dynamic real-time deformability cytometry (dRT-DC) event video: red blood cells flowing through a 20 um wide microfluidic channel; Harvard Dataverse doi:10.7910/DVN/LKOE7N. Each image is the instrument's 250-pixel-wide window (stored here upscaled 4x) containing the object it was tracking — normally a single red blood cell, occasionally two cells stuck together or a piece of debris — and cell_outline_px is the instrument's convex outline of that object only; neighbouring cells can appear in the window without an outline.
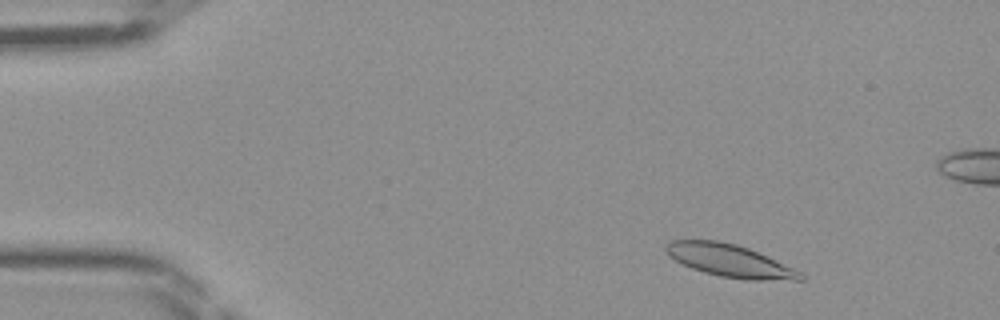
{"species": "Egyptian fruit bat (a non-hibernating species)", "species_latin": "Rousettus aegyptiacus", "temperature_condition": "room temperature", "stored_images_in_passage": 46, "camera_frame_rate_fps": 3000, "um_per_image_px": 0.085, "frame": {"image": 1, "passage_image": 5, "time_ms": 1.333, "image_size_px": [1000, 320], "cell_outline_px": [[808, 276], [804, 280], [748, 280], [720, 276], [704, 272], [692, 268], [676, 260], [664, 248], [664, 244], [668, 240], [720, 240], [736, 244], [748, 248], [804, 272]], "centroid_in_image_um": [62.1, 22.16], "position_along_channel_um": 22.9, "area_um2": 25.61}}
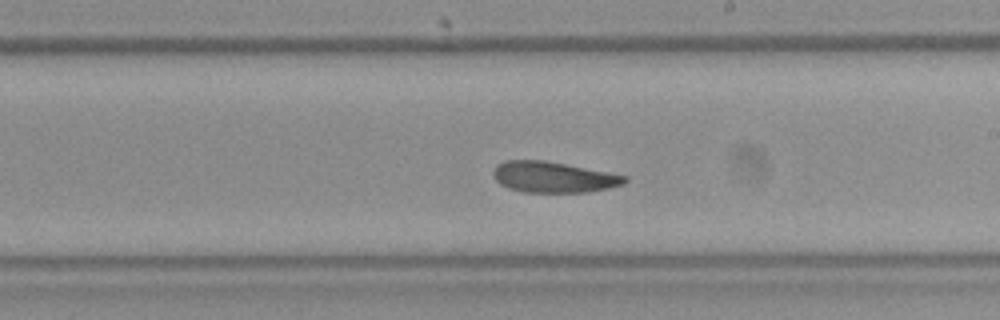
{"frame": {"image": 2, "passage_image": 26, "time_ms": 8.333, "image_size_px": [1000, 320], "cell_outline_px": [[628, 180], [624, 184], [608, 188], [588, 192], [524, 192], [508, 188], [500, 184], [496, 180], [492, 172], [496, 164], [504, 160], [544, 160], [608, 172], [628, 176]], "centroid_in_image_um": [47.02, 15.05], "position_along_channel_um": 242.0, "area_um2": 23.7}}
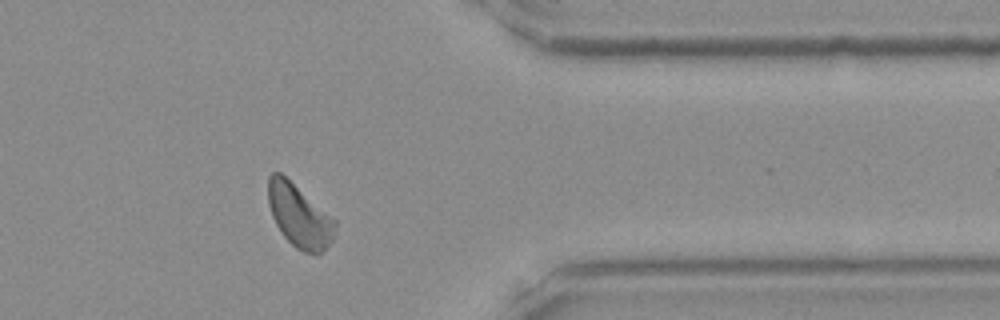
{"frame": {"image": 3, "passage_image": 37, "time_ms": 12.0, "image_size_px": [1000, 320], "cell_outline_px": [[336, 224], [332, 240], [316, 256], [304, 252], [296, 248], [280, 232], [272, 216], [268, 204], [268, 176], [272, 172], [280, 172], [336, 220]], "centroid_in_image_um": [25.42, 18.35], "position_along_channel_um": 386.0, "area_um2": 24.33}}